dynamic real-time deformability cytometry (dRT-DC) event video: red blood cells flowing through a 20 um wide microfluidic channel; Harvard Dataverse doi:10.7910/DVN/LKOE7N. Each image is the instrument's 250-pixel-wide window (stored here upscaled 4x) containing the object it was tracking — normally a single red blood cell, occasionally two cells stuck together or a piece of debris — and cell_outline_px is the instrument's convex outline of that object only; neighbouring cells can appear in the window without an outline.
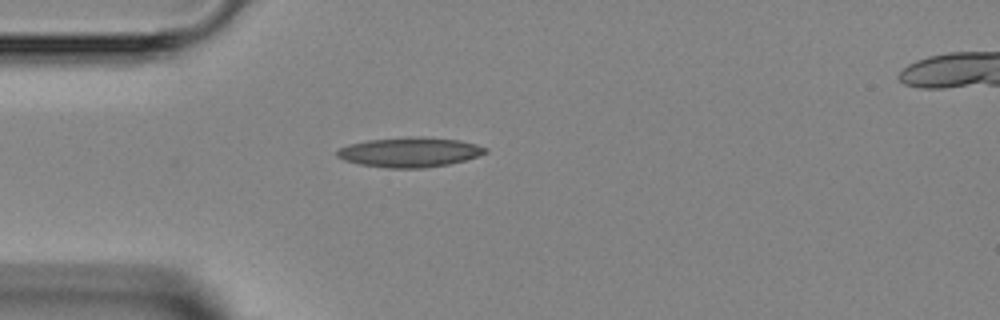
{"species": "Egyptian fruit bat (a non-hibernating species)", "species_latin": "Rousettus aegyptiacus", "temperature_condition": "room temperature", "stored_images_in_passage": 1, "camera_frame_rate_fps": 3000, "um_per_image_px": 0.085, "animal": {"sex": "female"}, "frame": {"image": 1, "passage_image": 1, "time_ms": 0.0, "image_size_px": [1000, 320], "cell_outline_px": [[488, 152], [464, 160], [448, 164], [424, 168], [388, 168], [360, 164], [344, 160], [336, 156], [336, 152], [340, 148], [352, 144], [368, 140], [408, 136], [424, 136], [460, 140], [476, 144], [488, 148]], "centroid_in_image_um": [34.85, 12.92], "position_along_channel_um": 50.2, "area_um2": 25.72}}